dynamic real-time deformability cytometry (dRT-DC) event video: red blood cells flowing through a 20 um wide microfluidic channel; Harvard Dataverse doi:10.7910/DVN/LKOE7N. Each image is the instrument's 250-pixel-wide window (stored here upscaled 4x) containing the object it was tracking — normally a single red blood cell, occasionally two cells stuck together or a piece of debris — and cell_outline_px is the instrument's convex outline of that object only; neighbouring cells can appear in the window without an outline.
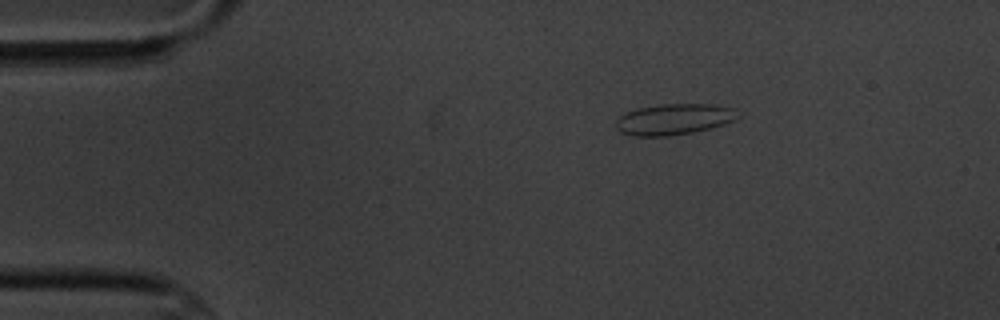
{"species": "common noctule bat (a hibernating species)", "species_latin": "Nyctalus noctula", "temperature_condition": "cold", "stored_images_in_passage": 4, "camera_frame_rate_fps": 3000, "um_per_image_px": 0.085, "animal": {"sex": "male", "body_mass_g": 20.1, "forearm_length_mm": 53.5}, "frame": {"image": 1, "passage_image": 2, "time_ms": 1.333, "image_size_px": [1000, 320], "cell_outline_px": [[740, 116], [724, 124], [692, 132], [668, 136], [632, 136], [620, 132], [616, 128], [616, 120], [620, 116], [628, 112], [640, 108], [660, 104], [716, 104], [736, 108]], "centroid_in_image_um": [57.3, 10.13], "position_along_channel_um": 27.7, "area_um2": 21.96}}